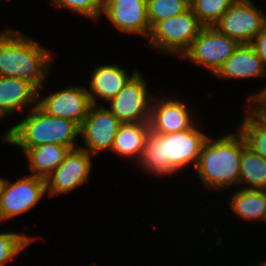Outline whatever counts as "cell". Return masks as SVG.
Segmentation results:
<instances>
[{
	"instance_id": "cell-12",
	"label": "cell",
	"mask_w": 266,
	"mask_h": 266,
	"mask_svg": "<svg viewBox=\"0 0 266 266\" xmlns=\"http://www.w3.org/2000/svg\"><path fill=\"white\" fill-rule=\"evenodd\" d=\"M121 122L109 108L92 104L87 117L80 126V135L86 143V151L91 155L112 148Z\"/></svg>"
},
{
	"instance_id": "cell-11",
	"label": "cell",
	"mask_w": 266,
	"mask_h": 266,
	"mask_svg": "<svg viewBox=\"0 0 266 266\" xmlns=\"http://www.w3.org/2000/svg\"><path fill=\"white\" fill-rule=\"evenodd\" d=\"M87 92L82 86L65 87L38 98V106L48 115L68 119L80 127L92 105Z\"/></svg>"
},
{
	"instance_id": "cell-14",
	"label": "cell",
	"mask_w": 266,
	"mask_h": 266,
	"mask_svg": "<svg viewBox=\"0 0 266 266\" xmlns=\"http://www.w3.org/2000/svg\"><path fill=\"white\" fill-rule=\"evenodd\" d=\"M187 107L178 99L161 98L155 101L154 105L151 104L149 119L151 132L166 135L192 128L195 122Z\"/></svg>"
},
{
	"instance_id": "cell-30",
	"label": "cell",
	"mask_w": 266,
	"mask_h": 266,
	"mask_svg": "<svg viewBox=\"0 0 266 266\" xmlns=\"http://www.w3.org/2000/svg\"><path fill=\"white\" fill-rule=\"evenodd\" d=\"M256 266H266V261Z\"/></svg>"
},
{
	"instance_id": "cell-5",
	"label": "cell",
	"mask_w": 266,
	"mask_h": 266,
	"mask_svg": "<svg viewBox=\"0 0 266 266\" xmlns=\"http://www.w3.org/2000/svg\"><path fill=\"white\" fill-rule=\"evenodd\" d=\"M203 27L189 7L183 13L157 22L151 28L149 44L164 53L182 57Z\"/></svg>"
},
{
	"instance_id": "cell-8",
	"label": "cell",
	"mask_w": 266,
	"mask_h": 266,
	"mask_svg": "<svg viewBox=\"0 0 266 266\" xmlns=\"http://www.w3.org/2000/svg\"><path fill=\"white\" fill-rule=\"evenodd\" d=\"M239 44L213 26L203 27L182 57L191 59L215 74Z\"/></svg>"
},
{
	"instance_id": "cell-18",
	"label": "cell",
	"mask_w": 266,
	"mask_h": 266,
	"mask_svg": "<svg viewBox=\"0 0 266 266\" xmlns=\"http://www.w3.org/2000/svg\"><path fill=\"white\" fill-rule=\"evenodd\" d=\"M150 131L149 122L121 123L111 150L122 157L140 160Z\"/></svg>"
},
{
	"instance_id": "cell-10",
	"label": "cell",
	"mask_w": 266,
	"mask_h": 266,
	"mask_svg": "<svg viewBox=\"0 0 266 266\" xmlns=\"http://www.w3.org/2000/svg\"><path fill=\"white\" fill-rule=\"evenodd\" d=\"M91 156L83 147L70 149L64 161L45 179L46 192L54 196L85 184L91 172Z\"/></svg>"
},
{
	"instance_id": "cell-15",
	"label": "cell",
	"mask_w": 266,
	"mask_h": 266,
	"mask_svg": "<svg viewBox=\"0 0 266 266\" xmlns=\"http://www.w3.org/2000/svg\"><path fill=\"white\" fill-rule=\"evenodd\" d=\"M39 90L21 78L0 76V118L22 110L29 104L38 105Z\"/></svg>"
},
{
	"instance_id": "cell-19",
	"label": "cell",
	"mask_w": 266,
	"mask_h": 266,
	"mask_svg": "<svg viewBox=\"0 0 266 266\" xmlns=\"http://www.w3.org/2000/svg\"><path fill=\"white\" fill-rule=\"evenodd\" d=\"M69 147L49 143L25 151V157L29 162L31 175L46 179L64 161Z\"/></svg>"
},
{
	"instance_id": "cell-2",
	"label": "cell",
	"mask_w": 266,
	"mask_h": 266,
	"mask_svg": "<svg viewBox=\"0 0 266 266\" xmlns=\"http://www.w3.org/2000/svg\"><path fill=\"white\" fill-rule=\"evenodd\" d=\"M50 51L19 31L0 33V76L21 78L41 89L47 77Z\"/></svg>"
},
{
	"instance_id": "cell-26",
	"label": "cell",
	"mask_w": 266,
	"mask_h": 266,
	"mask_svg": "<svg viewBox=\"0 0 266 266\" xmlns=\"http://www.w3.org/2000/svg\"><path fill=\"white\" fill-rule=\"evenodd\" d=\"M52 2L93 20L102 15L103 0H52Z\"/></svg>"
},
{
	"instance_id": "cell-28",
	"label": "cell",
	"mask_w": 266,
	"mask_h": 266,
	"mask_svg": "<svg viewBox=\"0 0 266 266\" xmlns=\"http://www.w3.org/2000/svg\"><path fill=\"white\" fill-rule=\"evenodd\" d=\"M255 107L250 108L249 110L263 123L266 125V104L259 101L256 97L251 99Z\"/></svg>"
},
{
	"instance_id": "cell-16",
	"label": "cell",
	"mask_w": 266,
	"mask_h": 266,
	"mask_svg": "<svg viewBox=\"0 0 266 266\" xmlns=\"http://www.w3.org/2000/svg\"><path fill=\"white\" fill-rule=\"evenodd\" d=\"M214 75L226 79H246L266 76V69L250 44H240Z\"/></svg>"
},
{
	"instance_id": "cell-29",
	"label": "cell",
	"mask_w": 266,
	"mask_h": 266,
	"mask_svg": "<svg viewBox=\"0 0 266 266\" xmlns=\"http://www.w3.org/2000/svg\"><path fill=\"white\" fill-rule=\"evenodd\" d=\"M257 98L262 103L266 104V85L265 88H263L260 92H258L256 95L248 97V102L251 101L252 98Z\"/></svg>"
},
{
	"instance_id": "cell-23",
	"label": "cell",
	"mask_w": 266,
	"mask_h": 266,
	"mask_svg": "<svg viewBox=\"0 0 266 266\" xmlns=\"http://www.w3.org/2000/svg\"><path fill=\"white\" fill-rule=\"evenodd\" d=\"M236 0H190V7L204 26H214Z\"/></svg>"
},
{
	"instance_id": "cell-7",
	"label": "cell",
	"mask_w": 266,
	"mask_h": 266,
	"mask_svg": "<svg viewBox=\"0 0 266 266\" xmlns=\"http://www.w3.org/2000/svg\"><path fill=\"white\" fill-rule=\"evenodd\" d=\"M45 193H47L45 179L29 175L11 183L2 178L0 186L1 221L30 211Z\"/></svg>"
},
{
	"instance_id": "cell-24",
	"label": "cell",
	"mask_w": 266,
	"mask_h": 266,
	"mask_svg": "<svg viewBox=\"0 0 266 266\" xmlns=\"http://www.w3.org/2000/svg\"><path fill=\"white\" fill-rule=\"evenodd\" d=\"M150 27L157 22L183 13L190 7V0H146Z\"/></svg>"
},
{
	"instance_id": "cell-13",
	"label": "cell",
	"mask_w": 266,
	"mask_h": 266,
	"mask_svg": "<svg viewBox=\"0 0 266 266\" xmlns=\"http://www.w3.org/2000/svg\"><path fill=\"white\" fill-rule=\"evenodd\" d=\"M102 13L123 33L146 35L151 32L146 0H103Z\"/></svg>"
},
{
	"instance_id": "cell-27",
	"label": "cell",
	"mask_w": 266,
	"mask_h": 266,
	"mask_svg": "<svg viewBox=\"0 0 266 266\" xmlns=\"http://www.w3.org/2000/svg\"><path fill=\"white\" fill-rule=\"evenodd\" d=\"M256 54L261 58L264 66L266 65V27L250 43Z\"/></svg>"
},
{
	"instance_id": "cell-4",
	"label": "cell",
	"mask_w": 266,
	"mask_h": 266,
	"mask_svg": "<svg viewBox=\"0 0 266 266\" xmlns=\"http://www.w3.org/2000/svg\"><path fill=\"white\" fill-rule=\"evenodd\" d=\"M79 134L80 127L75 122L50 116L34 105L25 119L5 132L3 140L21 147L24 152L49 143L75 149L78 148L75 141Z\"/></svg>"
},
{
	"instance_id": "cell-21",
	"label": "cell",
	"mask_w": 266,
	"mask_h": 266,
	"mask_svg": "<svg viewBox=\"0 0 266 266\" xmlns=\"http://www.w3.org/2000/svg\"><path fill=\"white\" fill-rule=\"evenodd\" d=\"M239 176L240 183L250 185L246 189L266 190V159L246 146L241 154Z\"/></svg>"
},
{
	"instance_id": "cell-6",
	"label": "cell",
	"mask_w": 266,
	"mask_h": 266,
	"mask_svg": "<svg viewBox=\"0 0 266 266\" xmlns=\"http://www.w3.org/2000/svg\"><path fill=\"white\" fill-rule=\"evenodd\" d=\"M265 26L266 15L251 0H236L213 27L240 45L250 44Z\"/></svg>"
},
{
	"instance_id": "cell-25",
	"label": "cell",
	"mask_w": 266,
	"mask_h": 266,
	"mask_svg": "<svg viewBox=\"0 0 266 266\" xmlns=\"http://www.w3.org/2000/svg\"><path fill=\"white\" fill-rule=\"evenodd\" d=\"M31 241V237L21 233H0V266H5L6 262L18 255Z\"/></svg>"
},
{
	"instance_id": "cell-3",
	"label": "cell",
	"mask_w": 266,
	"mask_h": 266,
	"mask_svg": "<svg viewBox=\"0 0 266 266\" xmlns=\"http://www.w3.org/2000/svg\"><path fill=\"white\" fill-rule=\"evenodd\" d=\"M245 147V140L239 132L215 140L208 137L195 167L204 188L220 189L239 184L240 160Z\"/></svg>"
},
{
	"instance_id": "cell-9",
	"label": "cell",
	"mask_w": 266,
	"mask_h": 266,
	"mask_svg": "<svg viewBox=\"0 0 266 266\" xmlns=\"http://www.w3.org/2000/svg\"><path fill=\"white\" fill-rule=\"evenodd\" d=\"M148 95L147 83L137 72L109 102L110 111L121 123L149 122L154 96ZM149 102V103H148Z\"/></svg>"
},
{
	"instance_id": "cell-20",
	"label": "cell",
	"mask_w": 266,
	"mask_h": 266,
	"mask_svg": "<svg viewBox=\"0 0 266 266\" xmlns=\"http://www.w3.org/2000/svg\"><path fill=\"white\" fill-rule=\"evenodd\" d=\"M230 206L245 220H266L265 190L241 188L232 195Z\"/></svg>"
},
{
	"instance_id": "cell-17",
	"label": "cell",
	"mask_w": 266,
	"mask_h": 266,
	"mask_svg": "<svg viewBox=\"0 0 266 266\" xmlns=\"http://www.w3.org/2000/svg\"><path fill=\"white\" fill-rule=\"evenodd\" d=\"M135 70L131 76L118 65L96 66L91 74L90 88L87 92L92 104L97 105L95 96L105 101L113 99L126 85V83L137 73Z\"/></svg>"
},
{
	"instance_id": "cell-22",
	"label": "cell",
	"mask_w": 266,
	"mask_h": 266,
	"mask_svg": "<svg viewBox=\"0 0 266 266\" xmlns=\"http://www.w3.org/2000/svg\"><path fill=\"white\" fill-rule=\"evenodd\" d=\"M241 123L239 133L246 146L256 154L266 159V125L263 124L249 109Z\"/></svg>"
},
{
	"instance_id": "cell-1",
	"label": "cell",
	"mask_w": 266,
	"mask_h": 266,
	"mask_svg": "<svg viewBox=\"0 0 266 266\" xmlns=\"http://www.w3.org/2000/svg\"><path fill=\"white\" fill-rule=\"evenodd\" d=\"M208 137L195 125L190 129L166 135L150 131L140 164L158 175L173 174L188 167L191 162L196 167Z\"/></svg>"
}]
</instances>
